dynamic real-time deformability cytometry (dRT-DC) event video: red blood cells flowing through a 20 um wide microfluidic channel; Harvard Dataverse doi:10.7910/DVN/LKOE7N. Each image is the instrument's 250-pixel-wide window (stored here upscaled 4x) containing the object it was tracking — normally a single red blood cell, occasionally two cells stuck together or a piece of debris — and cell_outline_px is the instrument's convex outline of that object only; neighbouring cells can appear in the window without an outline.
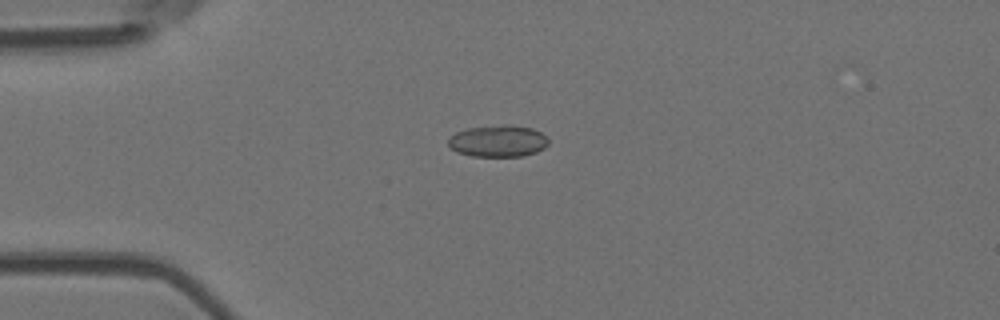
{"species": "Egyptian fruit bat (a non-hibernating species)", "species_latin": "Rousettus aegyptiacus", "temperature_condition": "room temperature", "stored_images_in_passage": 41, "camera_frame_rate_fps": 3000, "um_per_image_px": 0.085, "animal": {"sex": "female"}, "frame": {"image": 1, "passage_image": 1, "time_ms": 0.0, "image_size_px": [1000, 320], "cell_outline_px": [[548, 144], [544, 148], [536, 152], [524, 156], [472, 156], [456, 152], [448, 144], [448, 140], [456, 132], [468, 128], [500, 124], [508, 124], [532, 128], [548, 136]], "centroid_in_image_um": [42.36, 11.98], "position_along_channel_um": 42.6, "area_um2": 18.67}}
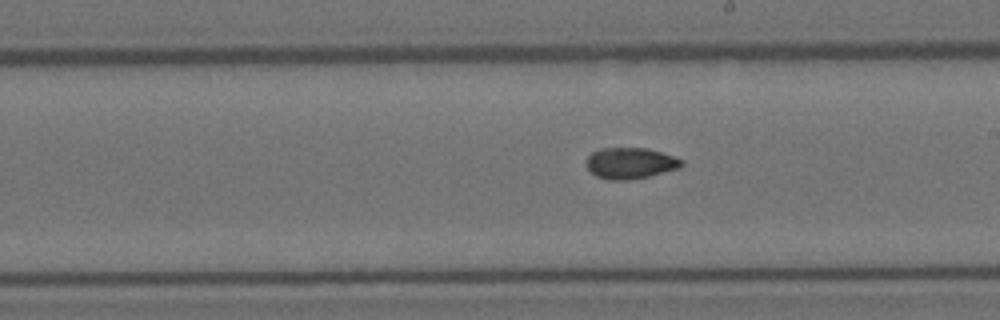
{"frame": {"image": 2, "passage_image": 18, "time_ms": 5.667, "image_size_px": [1000, 320], "cell_outline_px": [[684, 164], [680, 168], [648, 176], [628, 180], [608, 180], [596, 176], [588, 168], [588, 156], [592, 152], [600, 148], [648, 148], [684, 160]], "centroid_in_image_um": [53.6, 13.87], "position_along_channel_um": 235.4, "area_um2": 17.17}}
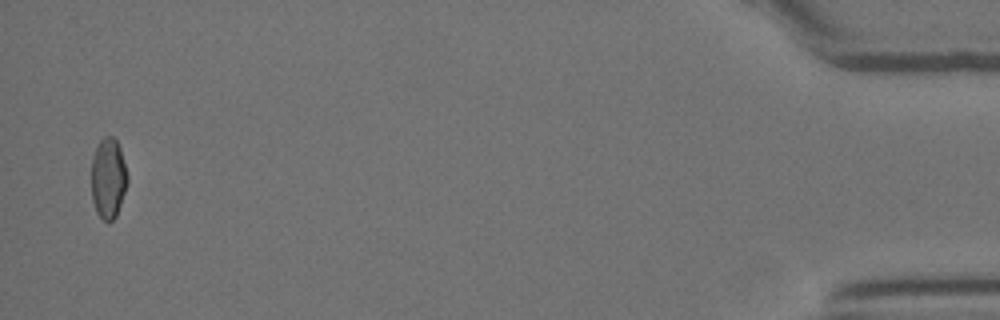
{"frame": {"image": 3, "passage_image": 40, "time_ms": 13.0, "image_size_px": [1000, 320], "cell_outline_px": [[128, 180], [116, 216], [112, 220], [104, 220], [96, 212], [92, 200], [92, 156], [96, 144], [104, 136], [112, 136], [116, 140], [120, 148], [128, 176]], "centroid_in_image_um": [9.19, 15.11], "position_along_channel_um": 426.0, "area_um2": 16.82}, "authors_computed_cell_mechanics": {"area_um2": 17.34, "velocity_mm_per_s": 3.7921, "shape_relaxation_time_tau1_ms": null, "shape_relaxation_time_tau2_ms": 1.9884, "deformation_change_tau1": null, "deformation_change_tau2": 0.0563}}